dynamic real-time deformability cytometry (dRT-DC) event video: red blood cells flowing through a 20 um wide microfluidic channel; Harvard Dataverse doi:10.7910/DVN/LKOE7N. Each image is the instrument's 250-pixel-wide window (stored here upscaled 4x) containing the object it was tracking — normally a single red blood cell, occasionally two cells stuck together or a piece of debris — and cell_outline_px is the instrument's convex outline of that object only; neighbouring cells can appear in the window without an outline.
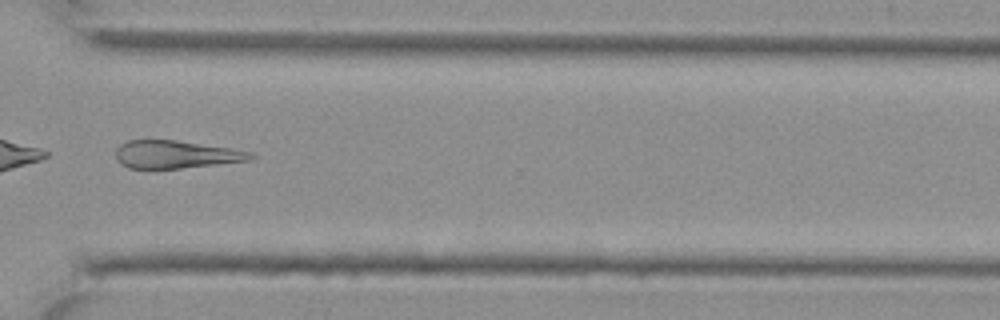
{"species": "Egyptian fruit bat (a non-hibernating species)", "species_latin": "Rousettus aegyptiacus", "temperature_condition": "cold", "stored_images_in_passage": 30, "camera_frame_rate_fps": 3000, "um_per_image_px": 0.085, "animal": {"sex": "female"}, "frame": {"image": 1, "passage_image": 22, "time_ms": 7.0, "image_size_px": [1000, 320], "cell_outline_px": [[256, 156], [252, 160], [180, 168], [128, 168], [120, 164], [116, 160], [116, 148], [120, 144], [128, 140], [176, 140], [232, 148], [252, 152]], "centroid_in_image_um": [14.95, 13.12], "position_along_channel_um": 355.7, "area_um2": 21.91}}